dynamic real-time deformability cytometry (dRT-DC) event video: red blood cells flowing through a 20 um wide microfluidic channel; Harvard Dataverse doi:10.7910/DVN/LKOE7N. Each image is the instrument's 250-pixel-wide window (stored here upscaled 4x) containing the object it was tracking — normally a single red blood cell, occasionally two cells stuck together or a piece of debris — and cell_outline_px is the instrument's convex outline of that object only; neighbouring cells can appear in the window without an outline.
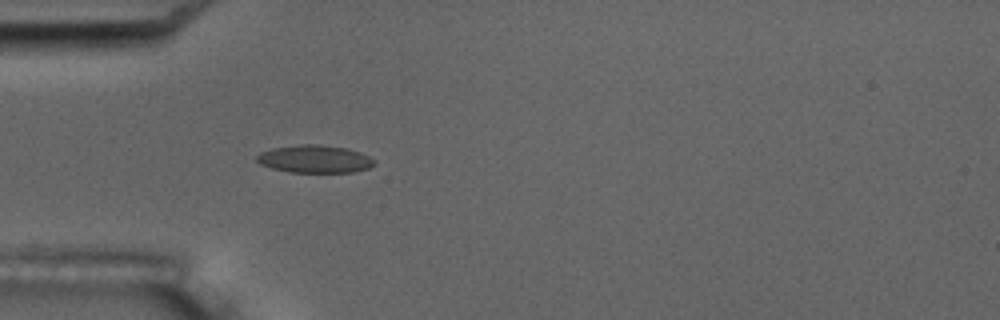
{"species": "common noctule bat (a hibernating species)", "species_latin": "Nyctalus noctula", "temperature_condition": "room temperature", "stored_images_in_passage": 6, "camera_frame_rate_fps": 3000, "um_per_image_px": 0.085, "animal": {"sex": "male", "body_mass_g": 17.5, "forearm_length_mm": 52.3}, "frame": {"image": 1, "passage_image": 6, "time_ms": 5.667, "image_size_px": [1000, 320], "cell_outline_px": [[376, 164], [368, 168], [352, 172], [288, 172], [272, 168], [260, 164], [256, 160], [256, 156], [260, 152], [272, 148], [300, 144], [316, 144], [348, 148], [360, 152], [376, 160]], "centroid_in_image_um": [26.75, 13.51], "position_along_channel_um": 58.2, "area_um2": 19.07}}